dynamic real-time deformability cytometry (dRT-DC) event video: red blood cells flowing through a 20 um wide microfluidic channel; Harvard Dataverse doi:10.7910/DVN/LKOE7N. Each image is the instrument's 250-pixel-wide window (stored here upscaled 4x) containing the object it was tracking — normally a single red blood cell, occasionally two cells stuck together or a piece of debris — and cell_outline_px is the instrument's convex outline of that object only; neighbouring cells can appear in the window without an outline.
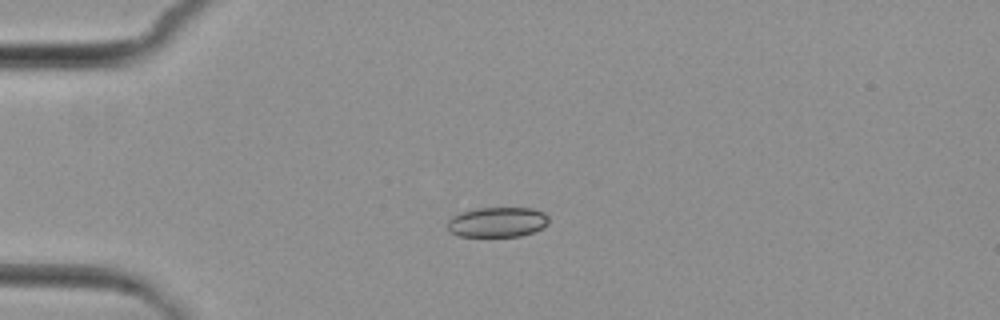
{"species": "common noctule bat (a hibernating species)", "species_latin": "Nyctalus noctula", "temperature_condition": "cold", "stored_images_in_passage": 8, "camera_frame_rate_fps": 3000, "um_per_image_px": 0.085, "animal": {"sex": "female", "body_mass_g": 29.2, "forearm_length_mm": 56.3}, "frame": {"image": 1, "passage_image": 2, "time_ms": 2.333, "image_size_px": [1000, 320], "cell_outline_px": [[548, 224], [544, 228], [520, 236], [460, 236], [448, 232], [448, 220], [452, 216], [460, 212], [480, 208], [532, 208], [544, 212], [548, 216]], "centroid_in_image_um": [42.28, 18.88], "position_along_channel_um": 42.7, "area_um2": 17.8}}
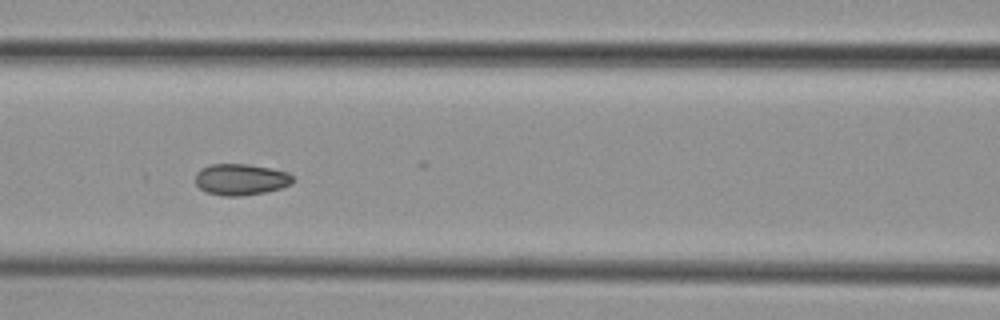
{"frame": {"image": 2, "passage_image": 5, "time_ms": 5.667, "image_size_px": [1000, 320], "cell_outline_px": [[296, 180], [292, 184], [280, 188], [264, 192], [240, 196], [224, 196], [204, 192], [196, 184], [196, 172], [200, 168], [208, 164], [248, 164], [272, 168], [288, 172], [296, 176]], "centroid_in_image_um": [20.49, 15.24], "position_along_channel_um": 146.1, "area_um2": 18.15}}
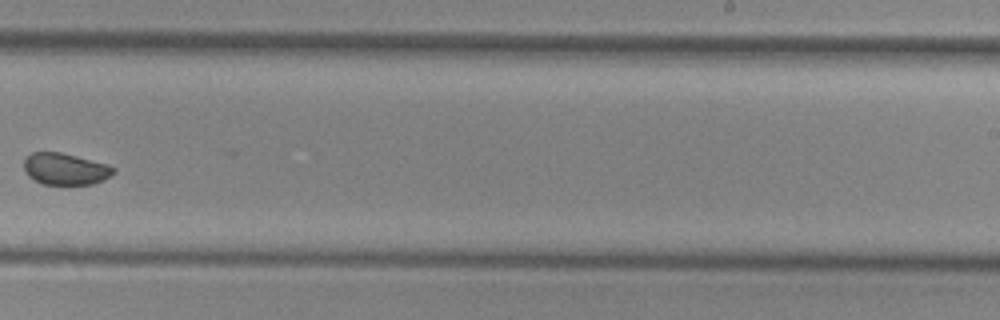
{"frame": {"image": 3, "passage_image": 8, "time_ms": 9.333, "image_size_px": [1000, 320], "cell_outline_px": [[116, 172], [92, 184], [44, 184], [28, 176], [24, 168], [24, 160], [32, 152], [60, 152], [108, 164], [116, 168]], "centroid_in_image_um": [5.55, 14.35], "position_along_channel_um": 283.5, "area_um2": 16.3}}